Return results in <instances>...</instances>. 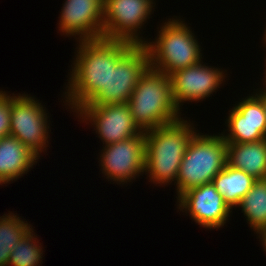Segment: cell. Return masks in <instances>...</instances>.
<instances>
[{
    "mask_svg": "<svg viewBox=\"0 0 266 266\" xmlns=\"http://www.w3.org/2000/svg\"><path fill=\"white\" fill-rule=\"evenodd\" d=\"M154 41L146 40L150 67L170 76L201 62V46L192 29L183 20L169 18L157 32Z\"/></svg>",
    "mask_w": 266,
    "mask_h": 266,
    "instance_id": "cell-4",
    "label": "cell"
},
{
    "mask_svg": "<svg viewBox=\"0 0 266 266\" xmlns=\"http://www.w3.org/2000/svg\"><path fill=\"white\" fill-rule=\"evenodd\" d=\"M32 229L17 214L9 212L0 216V266H7L12 250Z\"/></svg>",
    "mask_w": 266,
    "mask_h": 266,
    "instance_id": "cell-19",
    "label": "cell"
},
{
    "mask_svg": "<svg viewBox=\"0 0 266 266\" xmlns=\"http://www.w3.org/2000/svg\"><path fill=\"white\" fill-rule=\"evenodd\" d=\"M255 181L253 176L243 170L234 169L228 164L212 179L216 190L231 210L239 205Z\"/></svg>",
    "mask_w": 266,
    "mask_h": 266,
    "instance_id": "cell-17",
    "label": "cell"
},
{
    "mask_svg": "<svg viewBox=\"0 0 266 266\" xmlns=\"http://www.w3.org/2000/svg\"><path fill=\"white\" fill-rule=\"evenodd\" d=\"M42 248L32 229L12 250L7 266H40L43 263Z\"/></svg>",
    "mask_w": 266,
    "mask_h": 266,
    "instance_id": "cell-20",
    "label": "cell"
},
{
    "mask_svg": "<svg viewBox=\"0 0 266 266\" xmlns=\"http://www.w3.org/2000/svg\"><path fill=\"white\" fill-rule=\"evenodd\" d=\"M75 113L81 121L94 126L103 146L144 134L135 123L128 103L82 106Z\"/></svg>",
    "mask_w": 266,
    "mask_h": 266,
    "instance_id": "cell-10",
    "label": "cell"
},
{
    "mask_svg": "<svg viewBox=\"0 0 266 266\" xmlns=\"http://www.w3.org/2000/svg\"><path fill=\"white\" fill-rule=\"evenodd\" d=\"M153 1L104 0L103 38L144 45L146 41L140 36V30L155 9Z\"/></svg>",
    "mask_w": 266,
    "mask_h": 266,
    "instance_id": "cell-6",
    "label": "cell"
},
{
    "mask_svg": "<svg viewBox=\"0 0 266 266\" xmlns=\"http://www.w3.org/2000/svg\"><path fill=\"white\" fill-rule=\"evenodd\" d=\"M196 133L190 140L176 180V198L191 188L211 183L227 164V142L222 134Z\"/></svg>",
    "mask_w": 266,
    "mask_h": 266,
    "instance_id": "cell-5",
    "label": "cell"
},
{
    "mask_svg": "<svg viewBox=\"0 0 266 266\" xmlns=\"http://www.w3.org/2000/svg\"><path fill=\"white\" fill-rule=\"evenodd\" d=\"M237 207L256 234L266 229V179L256 180Z\"/></svg>",
    "mask_w": 266,
    "mask_h": 266,
    "instance_id": "cell-18",
    "label": "cell"
},
{
    "mask_svg": "<svg viewBox=\"0 0 266 266\" xmlns=\"http://www.w3.org/2000/svg\"><path fill=\"white\" fill-rule=\"evenodd\" d=\"M257 235L259 239H261L260 241L262 242L263 249L266 252V229L259 231Z\"/></svg>",
    "mask_w": 266,
    "mask_h": 266,
    "instance_id": "cell-23",
    "label": "cell"
},
{
    "mask_svg": "<svg viewBox=\"0 0 266 266\" xmlns=\"http://www.w3.org/2000/svg\"><path fill=\"white\" fill-rule=\"evenodd\" d=\"M99 154L100 170L108 181L119 185L132 182L144 174L145 134L103 146Z\"/></svg>",
    "mask_w": 266,
    "mask_h": 266,
    "instance_id": "cell-9",
    "label": "cell"
},
{
    "mask_svg": "<svg viewBox=\"0 0 266 266\" xmlns=\"http://www.w3.org/2000/svg\"><path fill=\"white\" fill-rule=\"evenodd\" d=\"M34 98L25 93L12 94L10 135L18 138L40 158L42 151L47 150L51 130L46 107Z\"/></svg>",
    "mask_w": 266,
    "mask_h": 266,
    "instance_id": "cell-7",
    "label": "cell"
},
{
    "mask_svg": "<svg viewBox=\"0 0 266 266\" xmlns=\"http://www.w3.org/2000/svg\"><path fill=\"white\" fill-rule=\"evenodd\" d=\"M230 108L225 124L228 132L221 133L227 143H248L266 138V113L261 99L255 94L242 98Z\"/></svg>",
    "mask_w": 266,
    "mask_h": 266,
    "instance_id": "cell-14",
    "label": "cell"
},
{
    "mask_svg": "<svg viewBox=\"0 0 266 266\" xmlns=\"http://www.w3.org/2000/svg\"><path fill=\"white\" fill-rule=\"evenodd\" d=\"M39 157L18 138L7 135L0 138V185L23 177ZM29 170V171H28Z\"/></svg>",
    "mask_w": 266,
    "mask_h": 266,
    "instance_id": "cell-15",
    "label": "cell"
},
{
    "mask_svg": "<svg viewBox=\"0 0 266 266\" xmlns=\"http://www.w3.org/2000/svg\"><path fill=\"white\" fill-rule=\"evenodd\" d=\"M150 66L145 45H134L110 71L108 86L84 106L127 103L140 77Z\"/></svg>",
    "mask_w": 266,
    "mask_h": 266,
    "instance_id": "cell-8",
    "label": "cell"
},
{
    "mask_svg": "<svg viewBox=\"0 0 266 266\" xmlns=\"http://www.w3.org/2000/svg\"><path fill=\"white\" fill-rule=\"evenodd\" d=\"M194 123L181 118L171 124L159 126L145 134V175L151 183L176 184L180 164L187 146L197 133Z\"/></svg>",
    "mask_w": 266,
    "mask_h": 266,
    "instance_id": "cell-2",
    "label": "cell"
},
{
    "mask_svg": "<svg viewBox=\"0 0 266 266\" xmlns=\"http://www.w3.org/2000/svg\"><path fill=\"white\" fill-rule=\"evenodd\" d=\"M227 164L256 180L266 179V138L248 143H227Z\"/></svg>",
    "mask_w": 266,
    "mask_h": 266,
    "instance_id": "cell-16",
    "label": "cell"
},
{
    "mask_svg": "<svg viewBox=\"0 0 266 266\" xmlns=\"http://www.w3.org/2000/svg\"><path fill=\"white\" fill-rule=\"evenodd\" d=\"M104 0H65L60 12L59 31L78 41L103 38Z\"/></svg>",
    "mask_w": 266,
    "mask_h": 266,
    "instance_id": "cell-13",
    "label": "cell"
},
{
    "mask_svg": "<svg viewBox=\"0 0 266 266\" xmlns=\"http://www.w3.org/2000/svg\"><path fill=\"white\" fill-rule=\"evenodd\" d=\"M265 62H266V59H265ZM266 64V63H265ZM265 67H266V65H265ZM264 74H265V80H264V83H265V85H266V69H265V72H264Z\"/></svg>",
    "mask_w": 266,
    "mask_h": 266,
    "instance_id": "cell-25",
    "label": "cell"
},
{
    "mask_svg": "<svg viewBox=\"0 0 266 266\" xmlns=\"http://www.w3.org/2000/svg\"><path fill=\"white\" fill-rule=\"evenodd\" d=\"M127 103L135 123L144 132L183 118L172 96L170 76L150 66Z\"/></svg>",
    "mask_w": 266,
    "mask_h": 266,
    "instance_id": "cell-3",
    "label": "cell"
},
{
    "mask_svg": "<svg viewBox=\"0 0 266 266\" xmlns=\"http://www.w3.org/2000/svg\"><path fill=\"white\" fill-rule=\"evenodd\" d=\"M264 31H265V32H264L265 34H264V41H263V42H264V44H265V43H266V29H265ZM265 46H266V44H265Z\"/></svg>",
    "mask_w": 266,
    "mask_h": 266,
    "instance_id": "cell-24",
    "label": "cell"
},
{
    "mask_svg": "<svg viewBox=\"0 0 266 266\" xmlns=\"http://www.w3.org/2000/svg\"><path fill=\"white\" fill-rule=\"evenodd\" d=\"M63 96L72 112L89 105L107 86L112 67L135 45L121 40L78 41ZM72 70V71H71ZM74 110V111H73Z\"/></svg>",
    "mask_w": 266,
    "mask_h": 266,
    "instance_id": "cell-1",
    "label": "cell"
},
{
    "mask_svg": "<svg viewBox=\"0 0 266 266\" xmlns=\"http://www.w3.org/2000/svg\"><path fill=\"white\" fill-rule=\"evenodd\" d=\"M0 91V138L10 135L11 94Z\"/></svg>",
    "mask_w": 266,
    "mask_h": 266,
    "instance_id": "cell-21",
    "label": "cell"
},
{
    "mask_svg": "<svg viewBox=\"0 0 266 266\" xmlns=\"http://www.w3.org/2000/svg\"><path fill=\"white\" fill-rule=\"evenodd\" d=\"M177 203L178 210L188 212L197 225L208 230L222 228L232 212L212 182L191 188L177 199Z\"/></svg>",
    "mask_w": 266,
    "mask_h": 266,
    "instance_id": "cell-12",
    "label": "cell"
},
{
    "mask_svg": "<svg viewBox=\"0 0 266 266\" xmlns=\"http://www.w3.org/2000/svg\"><path fill=\"white\" fill-rule=\"evenodd\" d=\"M227 75L223 69L207 66L203 61L180 69L170 75L172 96L177 108L186 101L196 102L209 98L220 88Z\"/></svg>",
    "mask_w": 266,
    "mask_h": 266,
    "instance_id": "cell-11",
    "label": "cell"
},
{
    "mask_svg": "<svg viewBox=\"0 0 266 266\" xmlns=\"http://www.w3.org/2000/svg\"><path fill=\"white\" fill-rule=\"evenodd\" d=\"M264 85V89L260 87L259 91L256 92L255 94L261 99L262 103H263V106L265 108V113H266V86L265 84L263 83Z\"/></svg>",
    "mask_w": 266,
    "mask_h": 266,
    "instance_id": "cell-22",
    "label": "cell"
}]
</instances>
